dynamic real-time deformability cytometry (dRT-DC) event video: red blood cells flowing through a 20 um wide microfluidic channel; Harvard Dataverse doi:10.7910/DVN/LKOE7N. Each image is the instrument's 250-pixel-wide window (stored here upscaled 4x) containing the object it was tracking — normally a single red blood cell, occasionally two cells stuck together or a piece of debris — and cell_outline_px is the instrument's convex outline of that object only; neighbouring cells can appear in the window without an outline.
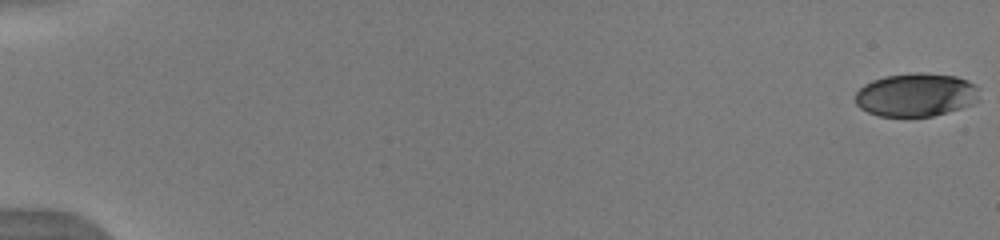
{"species": "human", "species_latin": "Homo sapiens", "temperature_condition": "warm", "stored_images_in_passage": 53, "camera_frame_rate_fps": 3000, "um_per_image_px": 0.085, "donor": {"sex": "male"}, "frame": {"image": 1, "passage_image": 1, "time_ms": 0.0, "image_size_px": [1000, 240], "cell_outline_px": [[980, 100], [972, 104], [960, 108], [932, 116], [880, 116], [868, 112], [860, 108], [856, 104], [856, 92], [864, 84], [872, 80], [884, 76], [916, 72], [924, 72], [956, 76], [968, 80], [976, 84], [980, 88]], "centroid_in_image_um": [77.9, 8.04], "position_along_channel_um": 7.1, "area_um2": 31.67}}
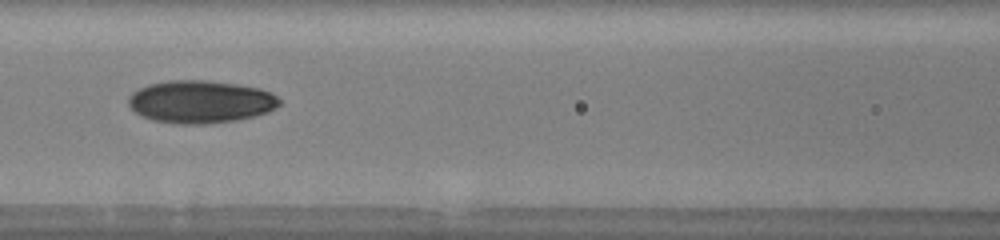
{"frame": {"image": 2, "passage_image": 26, "time_ms": 8.333, "image_size_px": [1000, 240], "cell_outline_px": [[280, 104], [276, 108], [268, 112], [236, 120], [204, 124], [180, 124], [152, 120], [140, 116], [128, 104], [128, 96], [132, 92], [148, 84], [168, 80], [204, 80], [236, 84], [260, 88], [272, 92], [280, 100]], "centroid_in_image_um": [17.03, 8.64], "position_along_channel_um": 149.6, "area_um2": 37.63}}
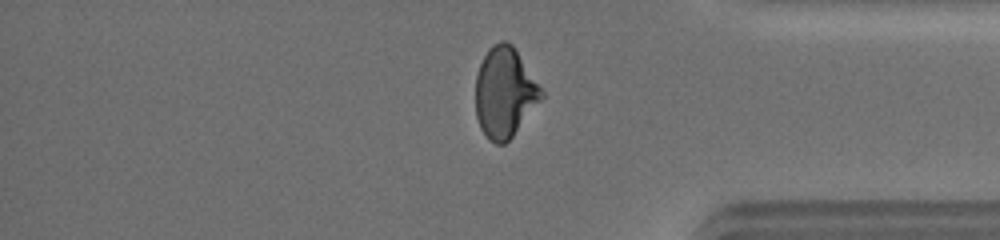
{"frame": {"image": 3, "passage_image": 45, "time_ms": 14.667, "image_size_px": [1000, 240], "cell_outline_px": [[544, 96], [512, 136], [504, 144], [496, 144], [488, 140], [480, 128], [476, 116], [476, 76], [480, 64], [488, 48], [492, 44], [500, 40], [504, 40], [512, 44], [544, 92]], "centroid_in_image_um": [42.88, 7.86], "position_along_channel_um": 392.3, "area_um2": 34.39}, "authors_computed_cell_mechanics": {"area_um2": 34.391, "velocity_mm_per_s": 4.0116, "shape_relaxation_time_tau1_ms": 4.5254, "shape_relaxation_time_tau2_ms": 2.3811, "deformation_change_tau1": 0.1809, "deformation_change_tau2": 0.0686}}